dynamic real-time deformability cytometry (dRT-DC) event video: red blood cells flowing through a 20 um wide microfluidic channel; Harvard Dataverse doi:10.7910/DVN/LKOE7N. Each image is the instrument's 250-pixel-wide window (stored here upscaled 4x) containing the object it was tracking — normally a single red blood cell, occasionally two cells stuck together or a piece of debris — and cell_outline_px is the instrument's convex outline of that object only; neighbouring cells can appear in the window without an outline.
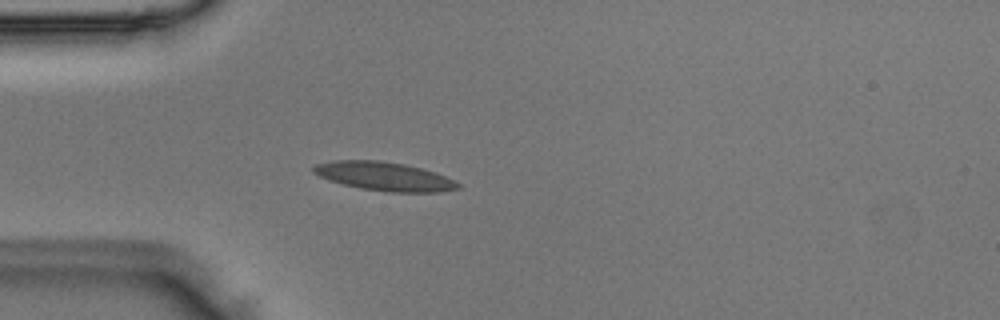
{"species": "Egyptian fruit bat (a non-hibernating species)", "species_latin": "Rousettus aegyptiacus", "temperature_condition": "room temperature", "stored_images_in_passage": 49, "camera_frame_rate_fps": 3000, "um_per_image_px": 0.085, "animal": {"sex": "male"}, "frame": {"image": 1, "passage_image": 13, "time_ms": 4.0, "image_size_px": [1000, 320], "cell_outline_px": [[460, 188], [440, 192], [388, 192], [360, 188], [328, 180], [312, 172], [312, 168], [316, 164], [332, 160], [380, 160], [404, 164], [436, 172], [460, 184]], "centroid_in_image_um": [32.64, 14.98], "position_along_channel_um": 52.4, "area_um2": 24.1}}
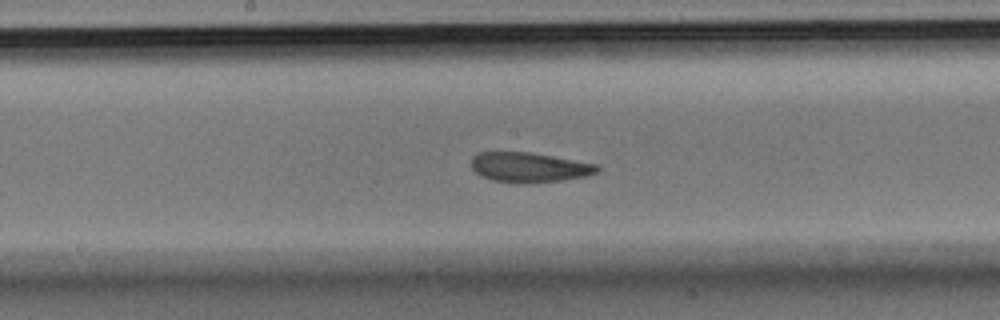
{"frame": {"image": 2, "passage_image": 25, "time_ms": 8.0, "image_size_px": [1000, 320], "cell_outline_px": [[600, 168], [596, 172], [584, 176], [560, 180], [524, 184], [492, 180], [480, 176], [472, 168], [472, 156], [480, 152], [532, 152], [596, 164]], "centroid_in_image_um": [44.94, 14.22], "position_along_channel_um": 203.3, "area_um2": 21.79}}
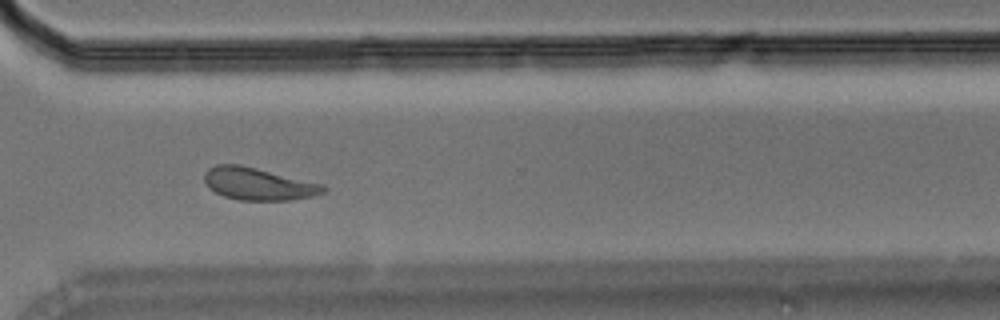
{"frame": {"image": 3, "passage_image": 36, "time_ms": 11.667, "image_size_px": [1000, 320], "cell_outline_px": [[328, 188], [324, 192], [312, 196], [292, 200], [240, 200], [224, 196], [208, 188], [204, 180], [204, 172], [208, 168], [216, 164], [240, 164], [324, 184]], "centroid_in_image_um": [21.95, 15.62], "position_along_channel_um": 348.7, "area_um2": 22.54}}